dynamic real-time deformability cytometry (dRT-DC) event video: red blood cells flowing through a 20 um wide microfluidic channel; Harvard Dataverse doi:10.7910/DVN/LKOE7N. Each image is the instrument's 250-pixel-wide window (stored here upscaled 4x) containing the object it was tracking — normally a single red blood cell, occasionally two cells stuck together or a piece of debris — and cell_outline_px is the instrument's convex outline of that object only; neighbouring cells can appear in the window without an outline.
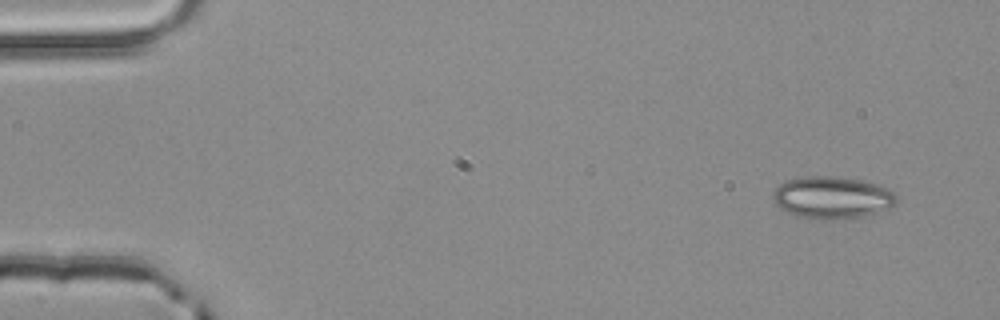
{"species": "common noctule bat (a hibernating species)", "species_latin": "Nyctalus noctula", "temperature_condition": "room temperature", "stored_images_in_passage": 3, "camera_frame_rate_fps": 3000, "um_per_image_px": 0.085, "animal": {"sex": "male", "body_mass_g": 20.4}, "frame": {"image": 1, "passage_image": 1, "time_ms": 0.0, "image_size_px": [1000, 320], "cell_outline_px": [[896, 204], [888, 208], [864, 216], [828, 220], [820, 220], [796, 216], [780, 208], [776, 204], [772, 196], [772, 192], [780, 184], [788, 180], [804, 176], [836, 176], [860, 180], [876, 184], [888, 188], [896, 192]], "centroid_in_image_um": [70.73, 16.79], "position_along_channel_um": 14.3, "area_um2": 30.46}}